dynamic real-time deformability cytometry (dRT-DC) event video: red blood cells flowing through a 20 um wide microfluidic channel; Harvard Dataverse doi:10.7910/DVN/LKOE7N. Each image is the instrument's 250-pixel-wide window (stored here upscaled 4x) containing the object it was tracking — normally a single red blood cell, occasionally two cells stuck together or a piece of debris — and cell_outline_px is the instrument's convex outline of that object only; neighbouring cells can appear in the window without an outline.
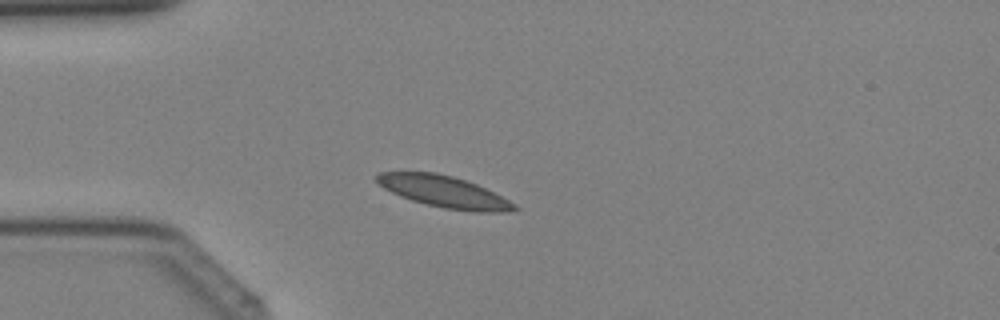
{"species": "Egyptian fruit bat (a non-hibernating species)", "species_latin": "Rousettus aegyptiacus", "temperature_condition": "cold", "stored_images_in_passage": 38, "camera_frame_rate_fps": 3000, "um_per_image_px": 0.085, "animal": {"sex": "female"}, "frame": {"image": 1, "passage_image": 9, "time_ms": 2.667, "image_size_px": [1000, 320], "cell_outline_px": [[520, 208], [504, 212], [472, 212], [444, 208], [412, 200], [400, 196], [376, 184], [376, 176], [380, 172], [436, 172], [452, 176], [476, 184], [516, 204]], "centroid_in_image_um": [37.72, 16.29], "position_along_channel_um": 47.3, "area_um2": 25.09}}
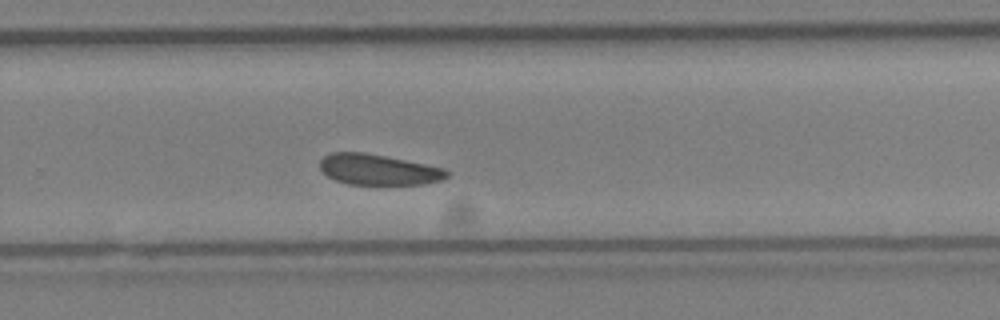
{"frame": {"image": 2, "passage_image": 25, "time_ms": 8.0, "image_size_px": [1000, 320], "cell_outline_px": [[448, 176], [444, 180], [420, 184], [348, 184], [336, 180], [328, 176], [320, 168], [320, 160], [324, 156], [332, 152], [364, 152], [444, 168], [448, 172]], "centroid_in_image_um": [32.15, 14.42], "position_along_channel_um": 297.7, "area_um2": 22.43}}
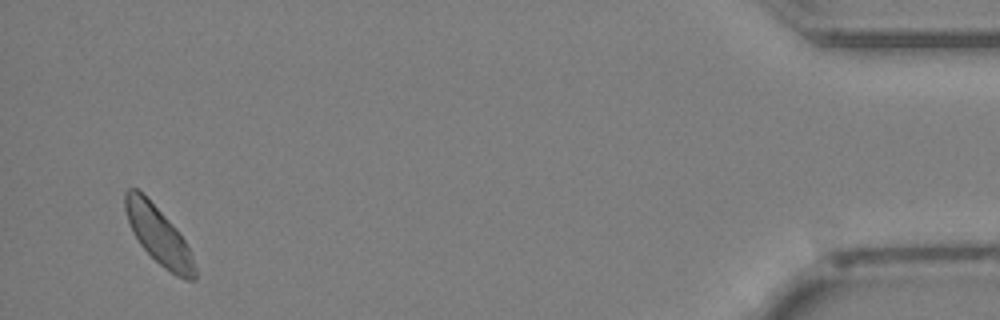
{"frame": {"image": 3, "passage_image": 37, "time_ms": 12.0, "image_size_px": [1000, 320], "cell_outline_px": [[196, 280], [184, 280], [176, 276], [164, 268], [140, 244], [132, 232], [124, 208], [124, 192], [128, 188], [136, 188], [180, 232], [188, 248], [196, 268]], "centroid_in_image_um": [13.47, 20.03], "position_along_channel_um": 421.7, "area_um2": 22.89}}